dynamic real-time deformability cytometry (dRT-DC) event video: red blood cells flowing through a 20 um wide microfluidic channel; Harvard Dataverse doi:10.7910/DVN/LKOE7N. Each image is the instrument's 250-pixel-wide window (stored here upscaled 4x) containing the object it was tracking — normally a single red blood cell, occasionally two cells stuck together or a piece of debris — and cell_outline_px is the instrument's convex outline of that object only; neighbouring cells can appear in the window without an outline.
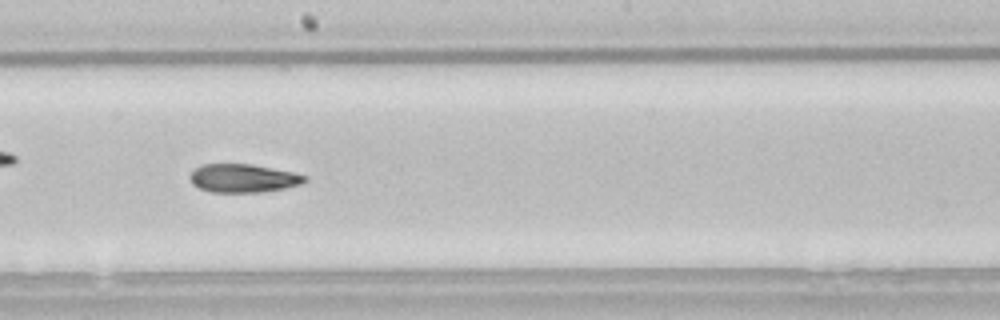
{"species": "common noctule bat (a hibernating species)", "species_latin": "Nyctalus noctula", "temperature_condition": "room temperature", "stored_images_in_passage": 43, "camera_frame_rate_fps": 3000, "um_per_image_px": 0.085, "animal": {"sex": "male", "body_mass_g": 21.5, "forearm_length_mm": 52.0}, "frame": {"image": 1, "passage_image": 19, "time_ms": 6.0, "image_size_px": [1000, 320], "cell_outline_px": [[308, 180], [300, 184], [284, 188], [260, 192], [212, 192], [200, 188], [192, 184], [188, 176], [200, 164], [252, 164], [296, 172], [308, 176]], "centroid_in_image_um": [20.69, 15.14], "position_along_channel_um": 227.5, "area_um2": 19.13}, "authors_computed_cell_mechanics": {"area_um2": 19.7098, "velocity_mm_per_s": 3.818, "shape_relaxation_time_tau1_ms": 7.8296, "shape_relaxation_time_tau2_ms": 5.5454, "deformation_change_tau1": 0.185, "deformation_change_tau2": 0.1502}}